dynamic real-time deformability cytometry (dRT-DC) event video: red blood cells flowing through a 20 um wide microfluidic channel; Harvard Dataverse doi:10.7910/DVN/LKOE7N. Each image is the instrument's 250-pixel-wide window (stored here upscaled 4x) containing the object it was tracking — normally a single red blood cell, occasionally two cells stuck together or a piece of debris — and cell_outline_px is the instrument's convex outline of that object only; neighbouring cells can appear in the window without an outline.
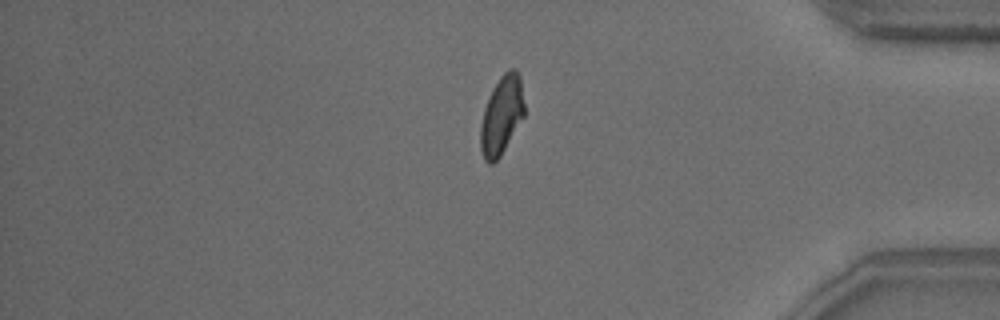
{"species": "common noctule bat (a hibernating species)", "species_latin": "Nyctalus noctula", "temperature_condition": "warm", "stored_images_in_passage": 32, "camera_frame_rate_fps": 3000, "um_per_image_px": 0.085, "animal": {"sex": "male", "body_mass_g": 18.8}, "frame": {"image": 1, "passage_image": 32, "time_ms": 10.333, "image_size_px": [1000, 320], "cell_outline_px": [[524, 116], [500, 156], [492, 164], [488, 164], [484, 160], [480, 148], [480, 124], [484, 108], [492, 88], [500, 76], [508, 68], [516, 68], [520, 76], [524, 104]], "centroid_in_image_um": [42.62, 9.78], "position_along_channel_um": 392.6, "area_um2": 20.17}, "authors_computed_cell_mechanics": {"area_um2": 18.9006, "velocity_mm_per_s": 3.8737, "shape_relaxation_time_tau1_ms": 1.9717, "shape_relaxation_time_tau2_ms": 0.3237, "deformation_change_tau1": 0.287, "deformation_change_tau2": 0.064}}